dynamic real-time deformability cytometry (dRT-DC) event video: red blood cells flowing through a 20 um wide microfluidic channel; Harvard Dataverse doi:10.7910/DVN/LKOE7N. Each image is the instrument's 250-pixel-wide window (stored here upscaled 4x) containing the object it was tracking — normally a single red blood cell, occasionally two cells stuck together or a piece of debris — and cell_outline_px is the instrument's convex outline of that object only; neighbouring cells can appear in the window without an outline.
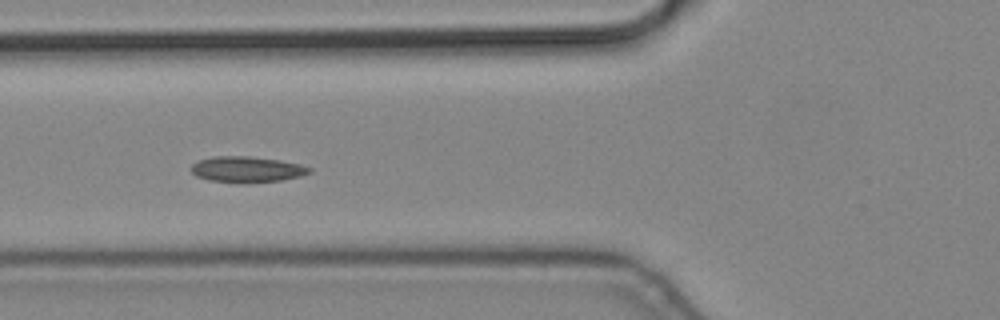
{"species": "common noctule bat (a hibernating species)", "species_latin": "Nyctalus noctula", "temperature_condition": "cold", "stored_images_in_passage": 10, "camera_frame_rate_fps": 3000, "um_per_image_px": 0.085, "animal": {"sex": "male", "body_mass_g": 19.2, "forearm_length_mm": 51.8}, "frame": {"image": 1, "passage_image": 6, "time_ms": 1.667, "image_size_px": [1000, 320], "cell_outline_px": [[312, 172], [300, 176], [280, 180], [244, 184], [208, 180], [196, 176], [188, 168], [192, 164], [200, 160], [212, 156], [248, 156], [280, 160], [300, 164], [312, 168]], "centroid_in_image_um": [20.96, 14.4], "position_along_channel_um": 104.8, "area_um2": 18.09}}
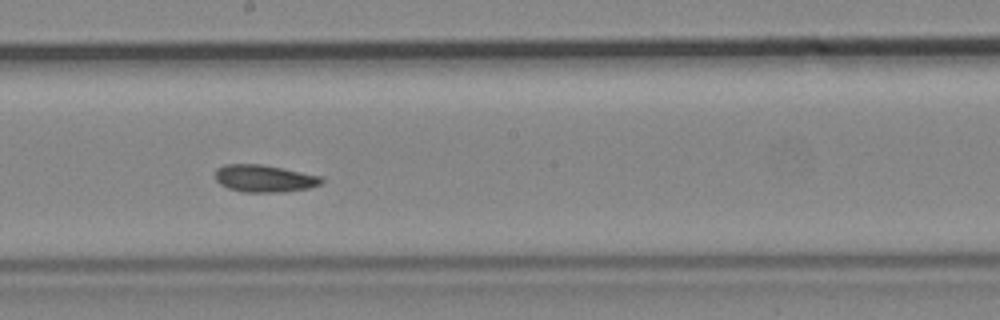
{"frame": {"image": 2, "passage_image": 9, "time_ms": 2.667, "image_size_px": [1000, 320], "cell_outline_px": [[324, 180], [320, 184], [308, 188], [284, 192], [244, 192], [228, 188], [220, 184], [216, 180], [216, 168], [224, 164], [260, 164], [320, 176]], "centroid_in_image_um": [22.43, 15.17], "position_along_channel_um": 225.8, "area_um2": 16.7}}
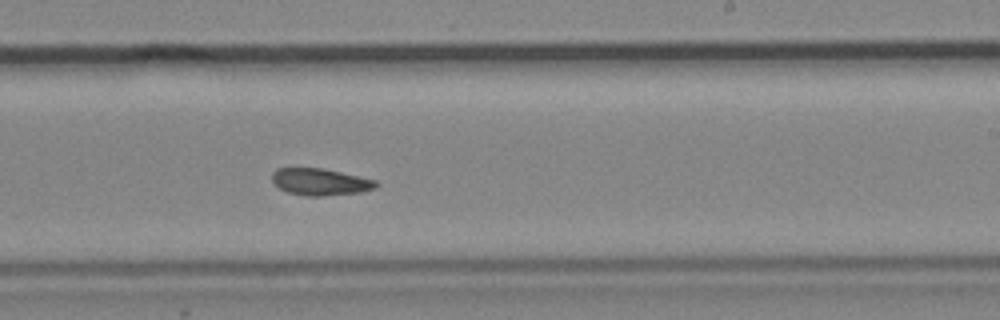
{"frame": {"image": 3, "passage_image": 10, "time_ms": 3.0, "image_size_px": [1000, 320], "cell_outline_px": [[376, 188], [360, 192], [320, 196], [304, 196], [288, 192], [280, 188], [272, 180], [272, 172], [276, 168], [320, 168], [340, 172], [376, 180]], "centroid_in_image_um": [27.19, 15.46], "position_along_channel_um": 261.8, "area_um2": 16.07}}